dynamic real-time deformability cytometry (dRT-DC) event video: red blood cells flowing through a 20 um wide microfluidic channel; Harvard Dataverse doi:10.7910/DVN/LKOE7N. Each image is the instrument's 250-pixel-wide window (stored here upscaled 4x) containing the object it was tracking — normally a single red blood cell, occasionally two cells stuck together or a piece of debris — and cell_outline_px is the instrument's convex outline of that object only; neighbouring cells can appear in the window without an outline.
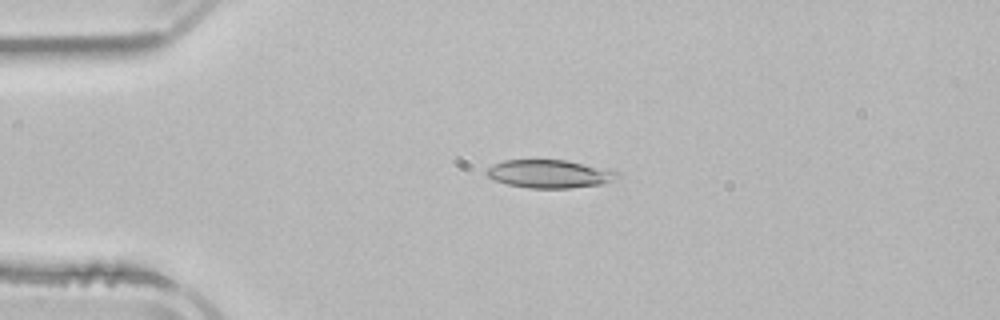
{"species": "common noctule bat (a hibernating species)", "species_latin": "Nyctalus noctula", "temperature_condition": "room temperature", "stored_images_in_passage": 5, "camera_frame_rate_fps": 3000, "um_per_image_px": 0.085, "animal": {"sex": "male", "body_mass_g": 21.5, "forearm_length_mm": 52.0}, "frame": {"image": 1, "passage_image": 5, "time_ms": 5.0, "image_size_px": [1000, 320], "cell_outline_px": [[620, 176], [604, 184], [568, 188], [528, 188], [508, 184], [496, 180], [488, 176], [484, 172], [488, 168], [504, 160], [564, 160], [620, 172]], "centroid_in_image_um": [46.71, 14.79], "position_along_channel_um": 38.3, "area_um2": 21.1}}